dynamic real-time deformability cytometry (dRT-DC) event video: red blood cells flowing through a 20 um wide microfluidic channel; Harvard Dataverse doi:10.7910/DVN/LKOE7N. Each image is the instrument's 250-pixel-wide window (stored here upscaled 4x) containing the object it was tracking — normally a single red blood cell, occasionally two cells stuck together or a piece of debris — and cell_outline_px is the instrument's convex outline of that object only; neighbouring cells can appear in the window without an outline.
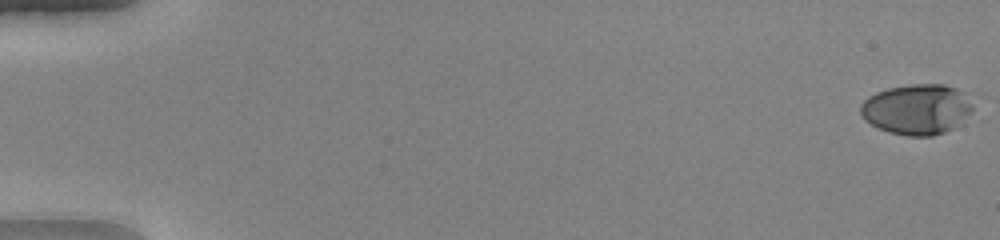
{"species": "human", "species_latin": "Homo sapiens", "temperature_condition": "warm", "stored_images_in_passage": 51, "camera_frame_rate_fps": 3000, "um_per_image_px": 0.085, "donor": {"sex": "female"}, "frame": {"image": 1, "passage_image": 1, "time_ms": 0.0, "image_size_px": [1000, 240], "cell_outline_px": [[972, 112], [956, 128], [932, 136], [908, 136], [888, 132], [864, 120], [860, 112], [860, 104], [868, 96], [876, 92], [888, 88], [912, 84], [944, 84], [956, 88], [964, 92], [972, 108]], "centroid_in_image_um": [77.93, 9.29], "position_along_channel_um": 7.1, "area_um2": 33.12}}
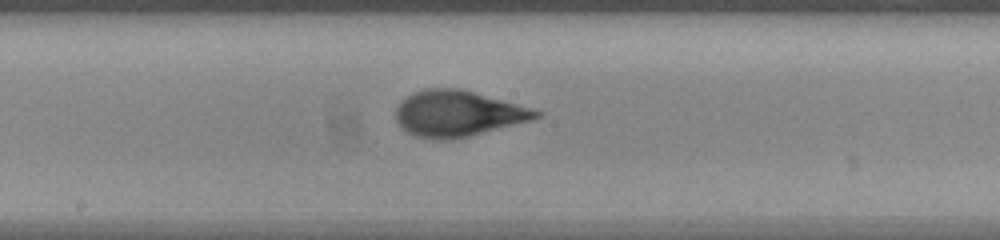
{"frame": {"image": 2, "passage_image": 29, "time_ms": 9.333, "image_size_px": [1000, 240], "cell_outline_px": [[544, 112], [540, 116], [532, 120], [452, 140], [432, 140], [412, 136], [396, 120], [396, 108], [412, 92], [428, 88], [460, 88]], "centroid_in_image_um": [38.89, 9.67], "position_along_channel_um": 209.3, "area_um2": 37.22}}
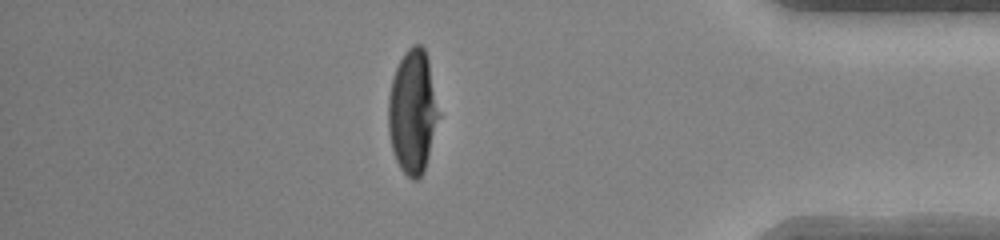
{"frame": {"image": 3, "passage_image": 45, "time_ms": 14.667, "image_size_px": [1000, 240], "cell_outline_px": [[440, 116], [424, 172], [416, 180], [412, 180], [400, 168], [396, 160], [392, 148], [388, 132], [388, 96], [392, 76], [404, 52], [412, 44], [420, 44], [424, 48], [428, 60], [440, 112]], "centroid_in_image_um": [35.07, 9.49], "position_along_channel_um": 400.1, "area_um2": 36.65}, "authors_computed_cell_mechanics": {"area_um2": 36.0672, "velocity_mm_per_s": 4.1409, "shape_relaxation_time_tau1_ms": 4.5376, "shape_relaxation_time_tau2_ms": null, "deformation_change_tau1": 0.2946, "deformation_change_tau2": null}}